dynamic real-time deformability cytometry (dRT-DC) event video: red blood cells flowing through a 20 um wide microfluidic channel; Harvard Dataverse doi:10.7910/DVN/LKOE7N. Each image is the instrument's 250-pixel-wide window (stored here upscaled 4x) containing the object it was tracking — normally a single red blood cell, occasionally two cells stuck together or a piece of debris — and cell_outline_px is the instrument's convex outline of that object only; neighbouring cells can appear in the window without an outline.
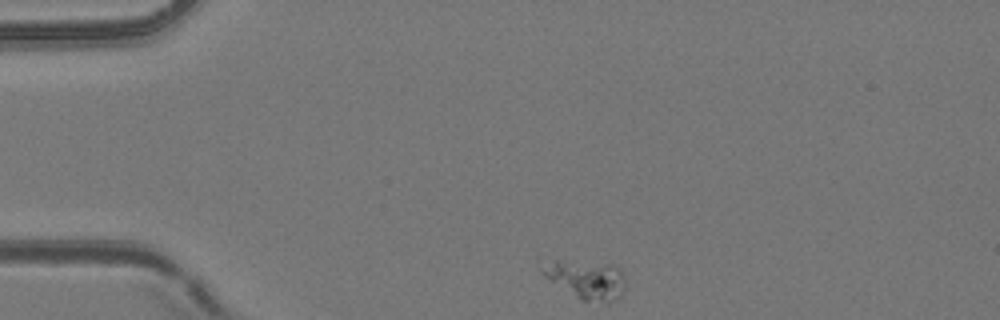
{"species": "common noctule bat (a hibernating species)", "species_latin": "Nyctalus noctula", "temperature_condition": "room temperature", "stored_images_in_passage": 3, "camera_frame_rate_fps": 3000, "um_per_image_px": 0.085, "animal": {"sex": "female", "body_mass_g": 24.6, "forearm_length_mm": 56.2}, "frame": {"image": 1, "passage_image": 1, "time_ms": 0.0, "image_size_px": [1000, 320], "cell_outline_px": [[624, 292], [616, 300], [608, 304], [580, 300], [548, 280], [544, 276], [544, 272], [556, 260], [560, 260], [616, 264], [624, 272]], "centroid_in_image_um": [49.98, 23.81], "position_along_channel_um": 35.0, "area_um2": 18.67}}